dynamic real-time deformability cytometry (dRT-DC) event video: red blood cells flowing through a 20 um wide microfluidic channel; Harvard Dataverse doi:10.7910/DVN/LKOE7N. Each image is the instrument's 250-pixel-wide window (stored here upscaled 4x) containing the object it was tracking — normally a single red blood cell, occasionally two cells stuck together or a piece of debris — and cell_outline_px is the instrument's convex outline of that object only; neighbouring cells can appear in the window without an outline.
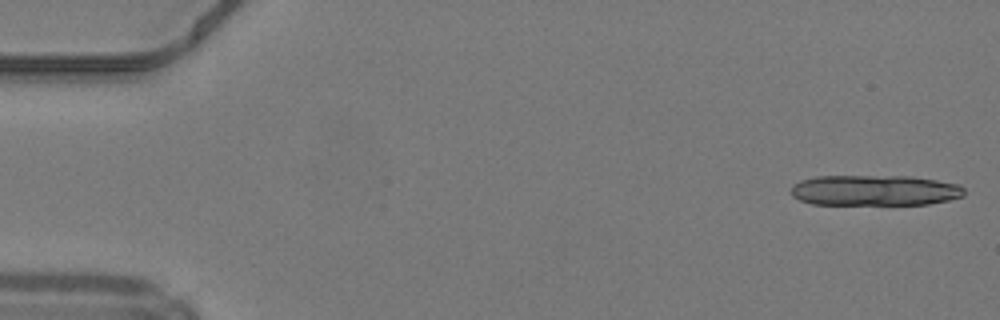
{"species": "common noctule bat (a hibernating species)", "species_latin": "Nyctalus noctula", "temperature_condition": "warm", "stored_images_in_passage": 5, "camera_frame_rate_fps": 3000, "um_per_image_px": 0.085, "animal": {"sex": "male", "body_mass_g": 19.2, "forearm_length_mm": 51.8}, "frame": {"image": 1, "passage_image": 1, "time_ms": 0.0, "image_size_px": [1000, 320], "cell_outline_px": [[964, 196], [948, 200], [928, 204], [812, 204], [800, 200], [792, 196], [792, 184], [800, 180], [816, 176], [912, 176], [960, 184], [964, 188]], "centroid_in_image_um": [74.35, 16.17], "position_along_channel_um": 10.6, "area_um2": 31.04}}